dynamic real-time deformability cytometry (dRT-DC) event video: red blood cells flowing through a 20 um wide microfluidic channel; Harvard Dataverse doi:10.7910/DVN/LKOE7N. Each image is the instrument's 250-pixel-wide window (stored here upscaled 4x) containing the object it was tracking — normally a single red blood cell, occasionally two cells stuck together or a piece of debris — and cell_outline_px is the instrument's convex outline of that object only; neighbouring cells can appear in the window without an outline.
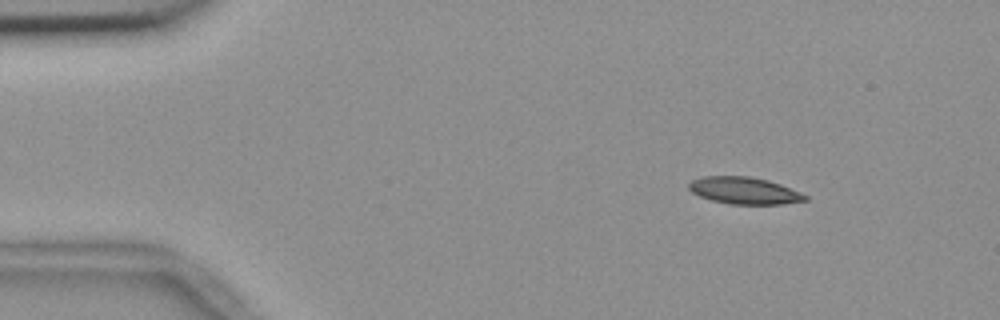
{"species": "common noctule bat (a hibernating species)", "species_latin": "Nyctalus noctula", "temperature_condition": "room temperature", "stored_images_in_passage": 3, "camera_frame_rate_fps": 3000, "um_per_image_px": 0.085, "animal": {"sex": "female", "body_mass_g": 18.4}, "frame": {"image": 1, "passage_image": 1, "time_ms": 0.0, "image_size_px": [1000, 320], "cell_outline_px": [[808, 200], [784, 204], [728, 204], [712, 200], [700, 196], [692, 192], [688, 188], [688, 184], [692, 180], [704, 176], [748, 176], [768, 180], [780, 184], [800, 192], [808, 196]], "centroid_in_image_um": [63.27, 16.2], "position_along_channel_um": 21.7, "area_um2": 18.26}}
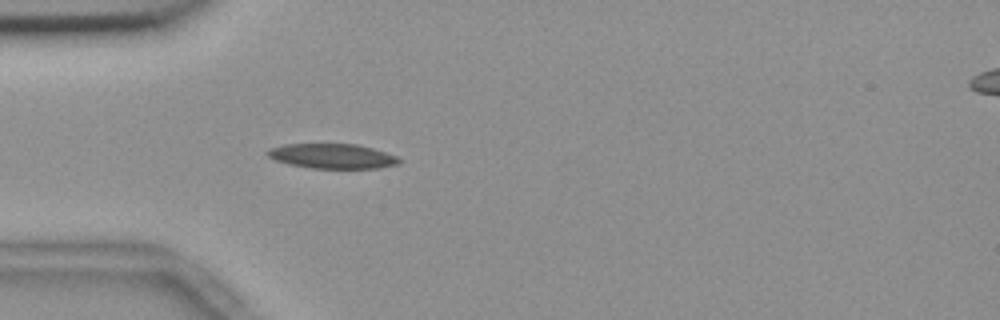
{"frame": {"image": 2, "passage_image": 3, "time_ms": 0.667, "image_size_px": [1000, 320], "cell_outline_px": [[400, 164], [380, 168], [312, 168], [288, 164], [276, 160], [268, 156], [264, 152], [268, 148], [284, 144], [356, 144], [372, 148], [396, 156], [400, 160]], "centroid_in_image_um": [28.21, 13.27], "position_along_channel_um": 56.8, "area_um2": 19.02}}